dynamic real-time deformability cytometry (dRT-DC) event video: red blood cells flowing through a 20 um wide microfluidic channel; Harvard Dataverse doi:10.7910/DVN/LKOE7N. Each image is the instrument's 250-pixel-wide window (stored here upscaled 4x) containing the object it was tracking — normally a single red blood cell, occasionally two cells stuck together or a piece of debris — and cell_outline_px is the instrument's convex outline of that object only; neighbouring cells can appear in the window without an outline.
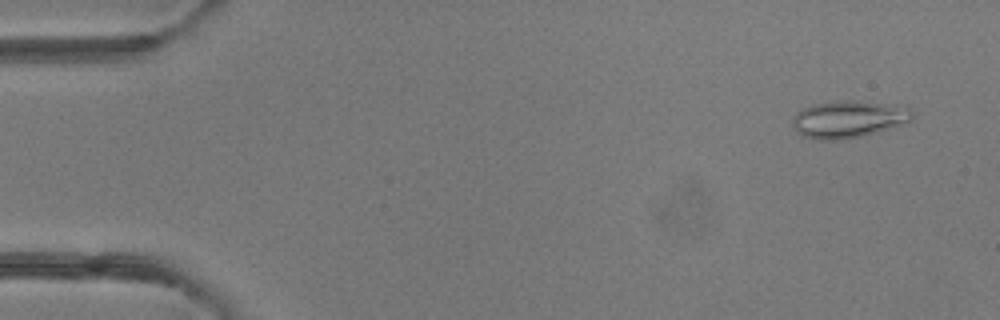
{"species": "common noctule bat (a hibernating species)", "species_latin": "Nyctalus noctula", "temperature_condition": "room temperature", "stored_images_in_passage": 5, "camera_frame_rate_fps": 3000, "um_per_image_px": 0.085, "animal": {"sex": "female"}, "frame": {"image": 1, "passage_image": 1, "time_ms": 0.0, "image_size_px": [1000, 320], "cell_outline_px": [[912, 120], [904, 124], [876, 132], [844, 140], [820, 140], [800, 136], [792, 128], [792, 120], [796, 112], [804, 108], [816, 104], [836, 100], [852, 100], [896, 104], [908, 108], [912, 112]], "centroid_in_image_um": [72.09, 10.13], "position_along_channel_um": 12.9, "area_um2": 26.24}}